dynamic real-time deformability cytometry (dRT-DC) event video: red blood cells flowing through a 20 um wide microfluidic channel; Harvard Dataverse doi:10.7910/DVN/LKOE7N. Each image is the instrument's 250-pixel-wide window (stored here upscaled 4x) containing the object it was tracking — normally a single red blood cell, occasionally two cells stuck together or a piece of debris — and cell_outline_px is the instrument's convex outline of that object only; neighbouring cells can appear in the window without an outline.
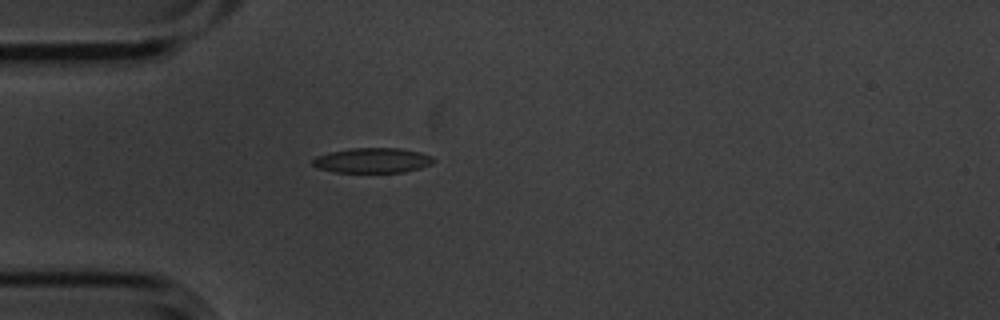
{"species": "common noctule bat (a hibernating species)", "species_latin": "Nyctalus noctula", "temperature_condition": "cold", "stored_images_in_passage": 1, "camera_frame_rate_fps": 3000, "um_per_image_px": 0.085, "animal": {"sex": "male", "body_mass_g": 20.1, "forearm_length_mm": 53.5}, "frame": {"image": 1, "passage_image": 1, "time_ms": 0.0, "image_size_px": [1000, 320], "cell_outline_px": [[436, 160], [432, 164], [420, 168], [404, 172], [332, 172], [316, 168], [312, 164], [312, 160], [316, 156], [328, 152], [352, 148], [400, 148], [420, 152], [432, 156]], "centroid_in_image_um": [31.65, 13.63], "position_along_channel_um": 53.4, "area_um2": 17.8}}